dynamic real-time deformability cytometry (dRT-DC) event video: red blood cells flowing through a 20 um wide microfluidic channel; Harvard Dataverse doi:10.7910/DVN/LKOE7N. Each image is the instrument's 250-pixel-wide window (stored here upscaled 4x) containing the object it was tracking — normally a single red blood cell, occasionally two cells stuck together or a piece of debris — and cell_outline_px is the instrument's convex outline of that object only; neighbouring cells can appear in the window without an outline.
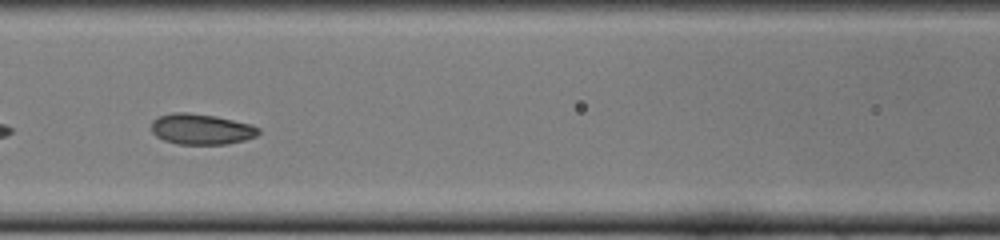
{"species": "common noctule bat (a hibernating species)", "species_latin": "Nyctalus noctula", "temperature_condition": "cold", "stored_images_in_passage": 30, "camera_frame_rate_fps": 3000, "um_per_image_px": 0.085, "animal": {"sex": "female", "body_mass_g": 22.0, "forearm_length_mm": 56.7}, "frame": {"image": 1, "passage_image": 18, "time_ms": 5.667, "image_size_px": [1000, 240], "cell_outline_px": [[260, 132], [256, 136], [244, 140], [228, 144], [176, 144], [164, 140], [156, 136], [152, 132], [152, 120], [160, 116], [172, 112], [184, 112], [216, 116], [252, 124], [260, 128]], "centroid_in_image_um": [17.12, 10.98], "position_along_channel_um": 149.5, "area_um2": 19.25}}